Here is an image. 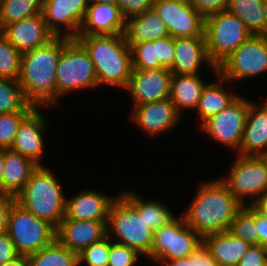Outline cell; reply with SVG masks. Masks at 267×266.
<instances>
[{
  "label": "cell",
  "instance_id": "obj_38",
  "mask_svg": "<svg viewBox=\"0 0 267 266\" xmlns=\"http://www.w3.org/2000/svg\"><path fill=\"white\" fill-rule=\"evenodd\" d=\"M111 239L106 236L102 240L92 243L78 254L79 265L108 266Z\"/></svg>",
  "mask_w": 267,
  "mask_h": 266
},
{
  "label": "cell",
  "instance_id": "obj_24",
  "mask_svg": "<svg viewBox=\"0 0 267 266\" xmlns=\"http://www.w3.org/2000/svg\"><path fill=\"white\" fill-rule=\"evenodd\" d=\"M203 243L219 266H237L251 247L250 244L235 237L229 231L205 235Z\"/></svg>",
  "mask_w": 267,
  "mask_h": 266
},
{
  "label": "cell",
  "instance_id": "obj_21",
  "mask_svg": "<svg viewBox=\"0 0 267 266\" xmlns=\"http://www.w3.org/2000/svg\"><path fill=\"white\" fill-rule=\"evenodd\" d=\"M116 197L88 189L66 199L63 219L108 221L109 210Z\"/></svg>",
  "mask_w": 267,
  "mask_h": 266
},
{
  "label": "cell",
  "instance_id": "obj_41",
  "mask_svg": "<svg viewBox=\"0 0 267 266\" xmlns=\"http://www.w3.org/2000/svg\"><path fill=\"white\" fill-rule=\"evenodd\" d=\"M195 10L204 18L226 11L229 0H188Z\"/></svg>",
  "mask_w": 267,
  "mask_h": 266
},
{
  "label": "cell",
  "instance_id": "obj_18",
  "mask_svg": "<svg viewBox=\"0 0 267 266\" xmlns=\"http://www.w3.org/2000/svg\"><path fill=\"white\" fill-rule=\"evenodd\" d=\"M107 222L62 219L56 228V239L67 249L79 254L107 236Z\"/></svg>",
  "mask_w": 267,
  "mask_h": 266
},
{
  "label": "cell",
  "instance_id": "obj_52",
  "mask_svg": "<svg viewBox=\"0 0 267 266\" xmlns=\"http://www.w3.org/2000/svg\"><path fill=\"white\" fill-rule=\"evenodd\" d=\"M118 0H88L89 4L103 3L109 5H117Z\"/></svg>",
  "mask_w": 267,
  "mask_h": 266
},
{
  "label": "cell",
  "instance_id": "obj_8",
  "mask_svg": "<svg viewBox=\"0 0 267 266\" xmlns=\"http://www.w3.org/2000/svg\"><path fill=\"white\" fill-rule=\"evenodd\" d=\"M58 99L73 90L99 86L94 64L88 52L76 40L71 39L63 48L56 67Z\"/></svg>",
  "mask_w": 267,
  "mask_h": 266
},
{
  "label": "cell",
  "instance_id": "obj_37",
  "mask_svg": "<svg viewBox=\"0 0 267 266\" xmlns=\"http://www.w3.org/2000/svg\"><path fill=\"white\" fill-rule=\"evenodd\" d=\"M31 111L0 114V150L12 147L19 125Z\"/></svg>",
  "mask_w": 267,
  "mask_h": 266
},
{
  "label": "cell",
  "instance_id": "obj_50",
  "mask_svg": "<svg viewBox=\"0 0 267 266\" xmlns=\"http://www.w3.org/2000/svg\"><path fill=\"white\" fill-rule=\"evenodd\" d=\"M0 266H28L26 256L19 255L17 258Z\"/></svg>",
  "mask_w": 267,
  "mask_h": 266
},
{
  "label": "cell",
  "instance_id": "obj_31",
  "mask_svg": "<svg viewBox=\"0 0 267 266\" xmlns=\"http://www.w3.org/2000/svg\"><path fill=\"white\" fill-rule=\"evenodd\" d=\"M264 0H229L228 11L247 26L254 35H264Z\"/></svg>",
  "mask_w": 267,
  "mask_h": 266
},
{
  "label": "cell",
  "instance_id": "obj_28",
  "mask_svg": "<svg viewBox=\"0 0 267 266\" xmlns=\"http://www.w3.org/2000/svg\"><path fill=\"white\" fill-rule=\"evenodd\" d=\"M205 84L199 75H172L169 99L180 115L186 109L196 110Z\"/></svg>",
  "mask_w": 267,
  "mask_h": 266
},
{
  "label": "cell",
  "instance_id": "obj_49",
  "mask_svg": "<svg viewBox=\"0 0 267 266\" xmlns=\"http://www.w3.org/2000/svg\"><path fill=\"white\" fill-rule=\"evenodd\" d=\"M165 266H192V253L185 258H178L166 262H155Z\"/></svg>",
  "mask_w": 267,
  "mask_h": 266
},
{
  "label": "cell",
  "instance_id": "obj_36",
  "mask_svg": "<svg viewBox=\"0 0 267 266\" xmlns=\"http://www.w3.org/2000/svg\"><path fill=\"white\" fill-rule=\"evenodd\" d=\"M22 53L0 33V77L17 80Z\"/></svg>",
  "mask_w": 267,
  "mask_h": 266
},
{
  "label": "cell",
  "instance_id": "obj_22",
  "mask_svg": "<svg viewBox=\"0 0 267 266\" xmlns=\"http://www.w3.org/2000/svg\"><path fill=\"white\" fill-rule=\"evenodd\" d=\"M256 105L250 101L241 145L236 152L241 156L267 155V100L261 107Z\"/></svg>",
  "mask_w": 267,
  "mask_h": 266
},
{
  "label": "cell",
  "instance_id": "obj_5",
  "mask_svg": "<svg viewBox=\"0 0 267 266\" xmlns=\"http://www.w3.org/2000/svg\"><path fill=\"white\" fill-rule=\"evenodd\" d=\"M107 236L111 240L117 237L113 242L131 247L146 258L151 253L153 231L143 215L122 194L114 199L110 207Z\"/></svg>",
  "mask_w": 267,
  "mask_h": 266
},
{
  "label": "cell",
  "instance_id": "obj_19",
  "mask_svg": "<svg viewBox=\"0 0 267 266\" xmlns=\"http://www.w3.org/2000/svg\"><path fill=\"white\" fill-rule=\"evenodd\" d=\"M47 122L39 107H35L21 122L16 134L12 150L31 160L38 166H43V152L45 143L43 132L47 128Z\"/></svg>",
  "mask_w": 267,
  "mask_h": 266
},
{
  "label": "cell",
  "instance_id": "obj_13",
  "mask_svg": "<svg viewBox=\"0 0 267 266\" xmlns=\"http://www.w3.org/2000/svg\"><path fill=\"white\" fill-rule=\"evenodd\" d=\"M152 7L172 38L205 37V18L188 0H153Z\"/></svg>",
  "mask_w": 267,
  "mask_h": 266
},
{
  "label": "cell",
  "instance_id": "obj_46",
  "mask_svg": "<svg viewBox=\"0 0 267 266\" xmlns=\"http://www.w3.org/2000/svg\"><path fill=\"white\" fill-rule=\"evenodd\" d=\"M15 201V197L10 194H0V234L7 231L8 214Z\"/></svg>",
  "mask_w": 267,
  "mask_h": 266
},
{
  "label": "cell",
  "instance_id": "obj_9",
  "mask_svg": "<svg viewBox=\"0 0 267 266\" xmlns=\"http://www.w3.org/2000/svg\"><path fill=\"white\" fill-rule=\"evenodd\" d=\"M201 243L203 238L186 224L181 214L153 232V246L147 257L154 262L185 258Z\"/></svg>",
  "mask_w": 267,
  "mask_h": 266
},
{
  "label": "cell",
  "instance_id": "obj_39",
  "mask_svg": "<svg viewBox=\"0 0 267 266\" xmlns=\"http://www.w3.org/2000/svg\"><path fill=\"white\" fill-rule=\"evenodd\" d=\"M141 254L126 245L119 244L116 242H111L109 257H108V266H135L139 261Z\"/></svg>",
  "mask_w": 267,
  "mask_h": 266
},
{
  "label": "cell",
  "instance_id": "obj_29",
  "mask_svg": "<svg viewBox=\"0 0 267 266\" xmlns=\"http://www.w3.org/2000/svg\"><path fill=\"white\" fill-rule=\"evenodd\" d=\"M122 195L137 209L140 215H143L148 227L153 232L175 218L164 203L157 200H142L137 193H132V191L122 192Z\"/></svg>",
  "mask_w": 267,
  "mask_h": 266
},
{
  "label": "cell",
  "instance_id": "obj_6",
  "mask_svg": "<svg viewBox=\"0 0 267 266\" xmlns=\"http://www.w3.org/2000/svg\"><path fill=\"white\" fill-rule=\"evenodd\" d=\"M252 35L241 19L228 10L206 17L204 36L212 65L217 68Z\"/></svg>",
  "mask_w": 267,
  "mask_h": 266
},
{
  "label": "cell",
  "instance_id": "obj_47",
  "mask_svg": "<svg viewBox=\"0 0 267 266\" xmlns=\"http://www.w3.org/2000/svg\"><path fill=\"white\" fill-rule=\"evenodd\" d=\"M256 231L258 234V245L267 249V219L256 211Z\"/></svg>",
  "mask_w": 267,
  "mask_h": 266
},
{
  "label": "cell",
  "instance_id": "obj_42",
  "mask_svg": "<svg viewBox=\"0 0 267 266\" xmlns=\"http://www.w3.org/2000/svg\"><path fill=\"white\" fill-rule=\"evenodd\" d=\"M157 57L164 68L170 69L172 67L174 59V38L166 36L157 39Z\"/></svg>",
  "mask_w": 267,
  "mask_h": 266
},
{
  "label": "cell",
  "instance_id": "obj_27",
  "mask_svg": "<svg viewBox=\"0 0 267 266\" xmlns=\"http://www.w3.org/2000/svg\"><path fill=\"white\" fill-rule=\"evenodd\" d=\"M218 75V76H217ZM217 81L206 82L202 88V93L198 105L196 107L201 125L210 117L217 115L229 106L239 95L228 92L225 89L224 82H228L219 73H216Z\"/></svg>",
  "mask_w": 267,
  "mask_h": 266
},
{
  "label": "cell",
  "instance_id": "obj_3",
  "mask_svg": "<svg viewBox=\"0 0 267 266\" xmlns=\"http://www.w3.org/2000/svg\"><path fill=\"white\" fill-rule=\"evenodd\" d=\"M75 39L88 52L99 86L126 88L133 68L130 46L124 34L78 35Z\"/></svg>",
  "mask_w": 267,
  "mask_h": 266
},
{
  "label": "cell",
  "instance_id": "obj_25",
  "mask_svg": "<svg viewBox=\"0 0 267 266\" xmlns=\"http://www.w3.org/2000/svg\"><path fill=\"white\" fill-rule=\"evenodd\" d=\"M166 36H170L166 25L153 7L126 20L124 37L129 46Z\"/></svg>",
  "mask_w": 267,
  "mask_h": 266
},
{
  "label": "cell",
  "instance_id": "obj_23",
  "mask_svg": "<svg viewBox=\"0 0 267 266\" xmlns=\"http://www.w3.org/2000/svg\"><path fill=\"white\" fill-rule=\"evenodd\" d=\"M126 20L117 5L89 4L78 35H120Z\"/></svg>",
  "mask_w": 267,
  "mask_h": 266
},
{
  "label": "cell",
  "instance_id": "obj_48",
  "mask_svg": "<svg viewBox=\"0 0 267 266\" xmlns=\"http://www.w3.org/2000/svg\"><path fill=\"white\" fill-rule=\"evenodd\" d=\"M260 215L267 219V189L251 205Z\"/></svg>",
  "mask_w": 267,
  "mask_h": 266
},
{
  "label": "cell",
  "instance_id": "obj_20",
  "mask_svg": "<svg viewBox=\"0 0 267 266\" xmlns=\"http://www.w3.org/2000/svg\"><path fill=\"white\" fill-rule=\"evenodd\" d=\"M203 62H206L214 74L217 68L209 60L205 37L174 38V59L169 69L173 74L199 75Z\"/></svg>",
  "mask_w": 267,
  "mask_h": 266
},
{
  "label": "cell",
  "instance_id": "obj_14",
  "mask_svg": "<svg viewBox=\"0 0 267 266\" xmlns=\"http://www.w3.org/2000/svg\"><path fill=\"white\" fill-rule=\"evenodd\" d=\"M88 6V0H43L42 14L48 30L55 37L75 39ZM61 26L68 32L62 31Z\"/></svg>",
  "mask_w": 267,
  "mask_h": 266
},
{
  "label": "cell",
  "instance_id": "obj_40",
  "mask_svg": "<svg viewBox=\"0 0 267 266\" xmlns=\"http://www.w3.org/2000/svg\"><path fill=\"white\" fill-rule=\"evenodd\" d=\"M153 0H118L117 6L125 20L152 8Z\"/></svg>",
  "mask_w": 267,
  "mask_h": 266
},
{
  "label": "cell",
  "instance_id": "obj_43",
  "mask_svg": "<svg viewBox=\"0 0 267 266\" xmlns=\"http://www.w3.org/2000/svg\"><path fill=\"white\" fill-rule=\"evenodd\" d=\"M267 249L264 246H251L247 253L240 259L237 266H266Z\"/></svg>",
  "mask_w": 267,
  "mask_h": 266
},
{
  "label": "cell",
  "instance_id": "obj_16",
  "mask_svg": "<svg viewBox=\"0 0 267 266\" xmlns=\"http://www.w3.org/2000/svg\"><path fill=\"white\" fill-rule=\"evenodd\" d=\"M181 118L169 98L136 105L130 117L144 134L152 137L169 132L177 126Z\"/></svg>",
  "mask_w": 267,
  "mask_h": 266
},
{
  "label": "cell",
  "instance_id": "obj_11",
  "mask_svg": "<svg viewBox=\"0 0 267 266\" xmlns=\"http://www.w3.org/2000/svg\"><path fill=\"white\" fill-rule=\"evenodd\" d=\"M267 72V36L252 35L218 67L228 82L239 81Z\"/></svg>",
  "mask_w": 267,
  "mask_h": 266
},
{
  "label": "cell",
  "instance_id": "obj_45",
  "mask_svg": "<svg viewBox=\"0 0 267 266\" xmlns=\"http://www.w3.org/2000/svg\"><path fill=\"white\" fill-rule=\"evenodd\" d=\"M192 266H219L216 260L212 257L209 249L204 243H201L192 252Z\"/></svg>",
  "mask_w": 267,
  "mask_h": 266
},
{
  "label": "cell",
  "instance_id": "obj_51",
  "mask_svg": "<svg viewBox=\"0 0 267 266\" xmlns=\"http://www.w3.org/2000/svg\"><path fill=\"white\" fill-rule=\"evenodd\" d=\"M5 166L4 149L0 150V194H2V175Z\"/></svg>",
  "mask_w": 267,
  "mask_h": 266
},
{
  "label": "cell",
  "instance_id": "obj_17",
  "mask_svg": "<svg viewBox=\"0 0 267 266\" xmlns=\"http://www.w3.org/2000/svg\"><path fill=\"white\" fill-rule=\"evenodd\" d=\"M0 33L22 54L47 44L55 37L48 30L42 13L5 24Z\"/></svg>",
  "mask_w": 267,
  "mask_h": 266
},
{
  "label": "cell",
  "instance_id": "obj_35",
  "mask_svg": "<svg viewBox=\"0 0 267 266\" xmlns=\"http://www.w3.org/2000/svg\"><path fill=\"white\" fill-rule=\"evenodd\" d=\"M132 68L141 70L164 68L157 57V40L130 46Z\"/></svg>",
  "mask_w": 267,
  "mask_h": 266
},
{
  "label": "cell",
  "instance_id": "obj_15",
  "mask_svg": "<svg viewBox=\"0 0 267 266\" xmlns=\"http://www.w3.org/2000/svg\"><path fill=\"white\" fill-rule=\"evenodd\" d=\"M172 75L167 68L132 69L125 89L130 94L133 106L169 98Z\"/></svg>",
  "mask_w": 267,
  "mask_h": 266
},
{
  "label": "cell",
  "instance_id": "obj_30",
  "mask_svg": "<svg viewBox=\"0 0 267 266\" xmlns=\"http://www.w3.org/2000/svg\"><path fill=\"white\" fill-rule=\"evenodd\" d=\"M28 266H79L78 254L64 247L57 239L26 256Z\"/></svg>",
  "mask_w": 267,
  "mask_h": 266
},
{
  "label": "cell",
  "instance_id": "obj_26",
  "mask_svg": "<svg viewBox=\"0 0 267 266\" xmlns=\"http://www.w3.org/2000/svg\"><path fill=\"white\" fill-rule=\"evenodd\" d=\"M4 160L2 193L16 197L38 165L11 148L4 149Z\"/></svg>",
  "mask_w": 267,
  "mask_h": 266
},
{
  "label": "cell",
  "instance_id": "obj_10",
  "mask_svg": "<svg viewBox=\"0 0 267 266\" xmlns=\"http://www.w3.org/2000/svg\"><path fill=\"white\" fill-rule=\"evenodd\" d=\"M237 156L228 177L219 179L243 206L247 204V197L254 199L247 204L252 205L267 189V162L264 157Z\"/></svg>",
  "mask_w": 267,
  "mask_h": 266
},
{
  "label": "cell",
  "instance_id": "obj_7",
  "mask_svg": "<svg viewBox=\"0 0 267 266\" xmlns=\"http://www.w3.org/2000/svg\"><path fill=\"white\" fill-rule=\"evenodd\" d=\"M6 232L16 252L22 256L38 252L56 239V228L52 224L36 217L16 201L8 214Z\"/></svg>",
  "mask_w": 267,
  "mask_h": 266
},
{
  "label": "cell",
  "instance_id": "obj_53",
  "mask_svg": "<svg viewBox=\"0 0 267 266\" xmlns=\"http://www.w3.org/2000/svg\"><path fill=\"white\" fill-rule=\"evenodd\" d=\"M263 9H264V15H265L264 35L267 36V0H264Z\"/></svg>",
  "mask_w": 267,
  "mask_h": 266
},
{
  "label": "cell",
  "instance_id": "obj_32",
  "mask_svg": "<svg viewBox=\"0 0 267 266\" xmlns=\"http://www.w3.org/2000/svg\"><path fill=\"white\" fill-rule=\"evenodd\" d=\"M35 108L30 104L17 80L0 77V114L32 111Z\"/></svg>",
  "mask_w": 267,
  "mask_h": 266
},
{
  "label": "cell",
  "instance_id": "obj_2",
  "mask_svg": "<svg viewBox=\"0 0 267 266\" xmlns=\"http://www.w3.org/2000/svg\"><path fill=\"white\" fill-rule=\"evenodd\" d=\"M182 213L186 224L202 238L211 233L229 231L237 211L243 206L220 180L203 182Z\"/></svg>",
  "mask_w": 267,
  "mask_h": 266
},
{
  "label": "cell",
  "instance_id": "obj_1",
  "mask_svg": "<svg viewBox=\"0 0 267 266\" xmlns=\"http://www.w3.org/2000/svg\"><path fill=\"white\" fill-rule=\"evenodd\" d=\"M67 37H54L47 44L21 56L17 79L26 100L35 107L57 106L56 67Z\"/></svg>",
  "mask_w": 267,
  "mask_h": 266
},
{
  "label": "cell",
  "instance_id": "obj_34",
  "mask_svg": "<svg viewBox=\"0 0 267 266\" xmlns=\"http://www.w3.org/2000/svg\"><path fill=\"white\" fill-rule=\"evenodd\" d=\"M229 232L251 246H257L256 210L251 205L242 206L232 220Z\"/></svg>",
  "mask_w": 267,
  "mask_h": 266
},
{
  "label": "cell",
  "instance_id": "obj_4",
  "mask_svg": "<svg viewBox=\"0 0 267 266\" xmlns=\"http://www.w3.org/2000/svg\"><path fill=\"white\" fill-rule=\"evenodd\" d=\"M61 186L49 168L38 166L15 199L30 213L57 228L65 217L66 198Z\"/></svg>",
  "mask_w": 267,
  "mask_h": 266
},
{
  "label": "cell",
  "instance_id": "obj_44",
  "mask_svg": "<svg viewBox=\"0 0 267 266\" xmlns=\"http://www.w3.org/2000/svg\"><path fill=\"white\" fill-rule=\"evenodd\" d=\"M19 254L16 252L12 239L7 232L0 234V265L12 261Z\"/></svg>",
  "mask_w": 267,
  "mask_h": 266
},
{
  "label": "cell",
  "instance_id": "obj_33",
  "mask_svg": "<svg viewBox=\"0 0 267 266\" xmlns=\"http://www.w3.org/2000/svg\"><path fill=\"white\" fill-rule=\"evenodd\" d=\"M43 0H0V28L42 13Z\"/></svg>",
  "mask_w": 267,
  "mask_h": 266
},
{
  "label": "cell",
  "instance_id": "obj_12",
  "mask_svg": "<svg viewBox=\"0 0 267 266\" xmlns=\"http://www.w3.org/2000/svg\"><path fill=\"white\" fill-rule=\"evenodd\" d=\"M249 108L250 100L239 95L223 111L206 120L200 130L218 143L232 147L237 152L241 145Z\"/></svg>",
  "mask_w": 267,
  "mask_h": 266
}]
</instances>
